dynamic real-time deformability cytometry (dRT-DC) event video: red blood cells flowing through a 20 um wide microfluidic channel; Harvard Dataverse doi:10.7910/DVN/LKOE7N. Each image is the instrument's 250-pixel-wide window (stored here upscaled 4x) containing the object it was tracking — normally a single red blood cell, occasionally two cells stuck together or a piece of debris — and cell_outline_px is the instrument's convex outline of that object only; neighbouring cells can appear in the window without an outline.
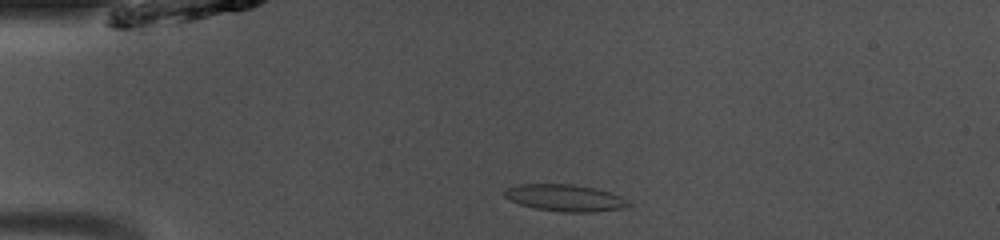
{"species": "common noctule bat (a hibernating species)", "species_latin": "Nyctalus noctula", "temperature_condition": "room temperature", "stored_images_in_passage": 39, "camera_frame_rate_fps": 3000, "um_per_image_px": 0.085, "animal": {"sex": "male", "body_mass_g": 13.0, "forearm_length_mm": 53.1}, "frame": {"image": 1, "passage_image": 2, "time_ms": 0.333, "image_size_px": [1000, 240], "cell_outline_px": [[632, 204], [620, 208], [596, 212], [560, 212], [536, 208], [520, 204], [504, 196], [504, 192], [508, 188], [520, 184], [572, 184], [596, 188], [620, 196], [628, 200]], "centroid_in_image_um": [48.05, 16.82], "position_along_channel_um": 37.0, "area_um2": 19.19}}
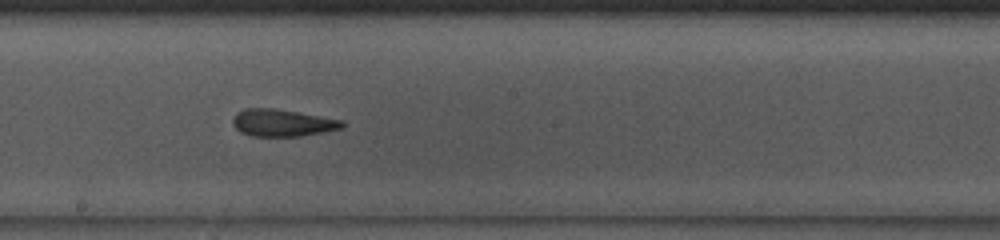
{"frame": {"image": 2, "passage_image": 18, "time_ms": 5.667, "image_size_px": [1000, 240], "cell_outline_px": [[344, 128], [300, 136], [252, 136], [240, 132], [232, 124], [232, 120], [236, 112], [244, 108], [272, 108], [344, 120]], "centroid_in_image_um": [23.98, 10.44], "position_along_channel_um": 224.2, "area_um2": 17.28}}
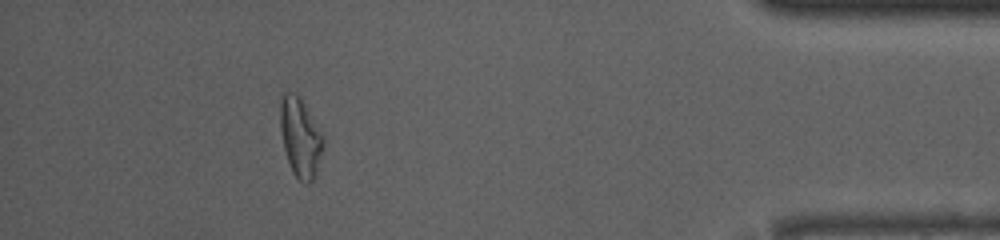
{"frame": {"image": 3, "passage_image": 35, "time_ms": 11.333, "image_size_px": [1000, 240], "cell_outline_px": [[324, 144], [316, 176], [308, 184], [304, 184], [292, 172], [284, 148], [280, 132], [280, 100], [284, 92], [296, 92], [300, 96], [324, 132]], "centroid_in_image_um": [25.55, 11.64], "position_along_channel_um": 409.6, "area_um2": 20.46}, "authors_computed_cell_mechanics": {"area_um2": 18.207, "velocity_mm_per_s": 4.1228, "shape_relaxation_time_tau1_ms": 6.0772, "shape_relaxation_time_tau2_ms": 1.7352, "deformation_change_tau1": 0.1556, "deformation_change_tau2": 0.1061}}